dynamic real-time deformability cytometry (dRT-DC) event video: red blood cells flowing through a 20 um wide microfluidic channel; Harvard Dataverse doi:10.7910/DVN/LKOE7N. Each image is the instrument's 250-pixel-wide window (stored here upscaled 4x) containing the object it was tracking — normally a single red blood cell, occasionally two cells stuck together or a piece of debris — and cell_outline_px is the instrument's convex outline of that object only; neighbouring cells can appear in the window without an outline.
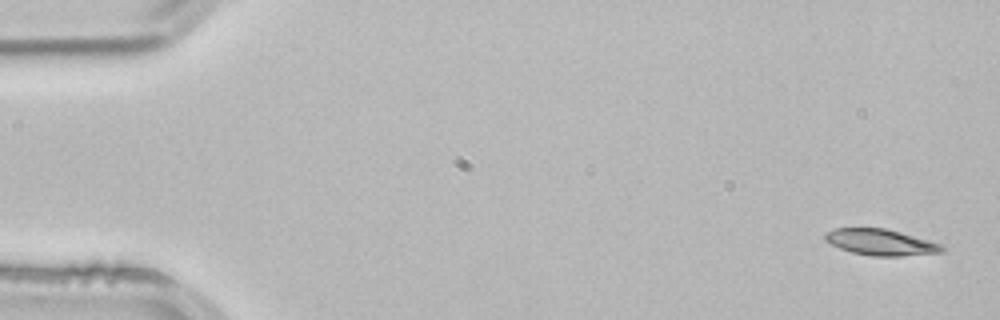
{"species": "common noctule bat (a hibernating species)", "species_latin": "Nyctalus noctula", "temperature_condition": "room temperature", "stored_images_in_passage": 3, "camera_frame_rate_fps": 3000, "um_per_image_px": 0.085, "animal": {"sex": "male", "body_mass_g": 21.5, "forearm_length_mm": 52.0}, "frame": {"image": 1, "passage_image": 1, "time_ms": 0.0, "image_size_px": [1000, 320], "cell_outline_px": [[944, 252], [900, 256], [872, 256], [852, 252], [840, 248], [824, 240], [824, 232], [832, 228], [884, 228], [900, 232], [928, 240], [940, 244], [944, 248]], "centroid_in_image_um": [74.82, 20.58], "position_along_channel_um": 10.2, "area_um2": 17.74}}
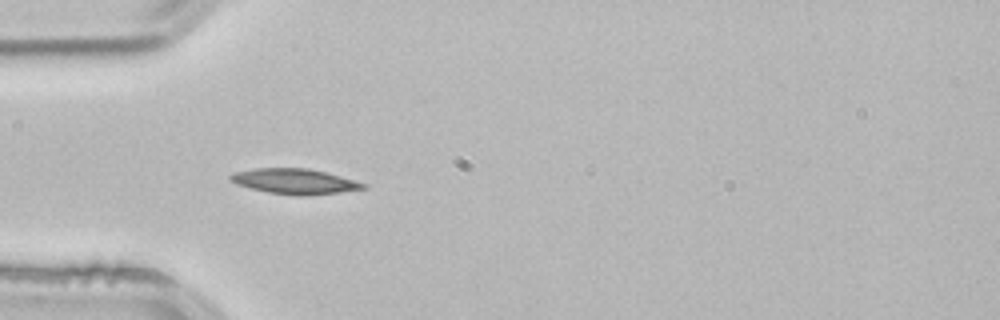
{"frame": {"image": 2, "passage_image": 3, "time_ms": 0.667, "image_size_px": [1000, 320], "cell_outline_px": [[368, 188], [340, 192], [304, 196], [300, 196], [268, 192], [236, 184], [228, 180], [228, 176], [232, 172], [256, 168], [308, 168], [356, 180], [368, 184]], "centroid_in_image_um": [25.04, 15.41], "position_along_channel_um": 60.0, "area_um2": 19.65}}